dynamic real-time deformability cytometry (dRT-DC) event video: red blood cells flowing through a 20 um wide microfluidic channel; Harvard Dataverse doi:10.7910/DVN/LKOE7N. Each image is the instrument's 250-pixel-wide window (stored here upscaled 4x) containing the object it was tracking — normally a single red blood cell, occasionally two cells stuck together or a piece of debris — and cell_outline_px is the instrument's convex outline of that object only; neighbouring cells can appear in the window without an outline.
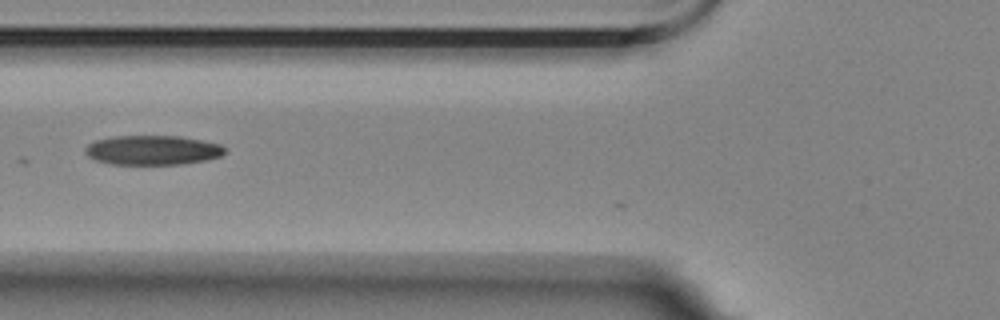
{"species": "Egyptian fruit bat (a non-hibernating species)", "species_latin": "Rousettus aegyptiacus", "temperature_condition": "room temperature", "stored_images_in_passage": 11, "camera_frame_rate_fps": 3000, "um_per_image_px": 0.085, "animal": {"sex": "female"}, "frame": {"image": 1, "passage_image": 2, "time_ms": 0.333, "image_size_px": [1000, 320], "cell_outline_px": [[224, 152], [220, 156], [204, 160], [180, 164], [112, 164], [96, 160], [88, 156], [84, 152], [84, 148], [88, 144], [96, 140], [116, 136], [180, 136], [220, 144], [224, 148]], "centroid_in_image_um": [12.93, 12.76], "position_along_channel_um": 112.9, "area_um2": 23.76}}
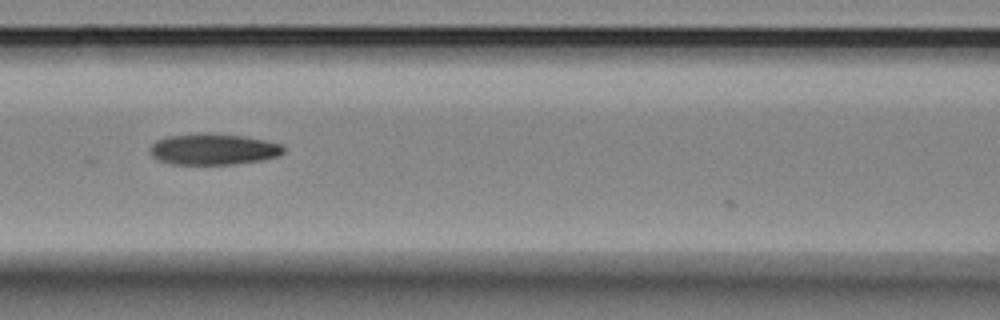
{"frame": {"image": 2, "passage_image": 5, "time_ms": 1.333, "image_size_px": [1000, 320], "cell_outline_px": [[284, 152], [276, 156], [260, 160], [232, 164], [172, 164], [160, 160], [152, 156], [148, 152], [148, 148], [156, 140], [168, 136], [200, 132], [204, 132], [244, 136], [284, 144]], "centroid_in_image_um": [18.1, 12.66], "position_along_channel_um": 148.5, "area_um2": 24.39}}
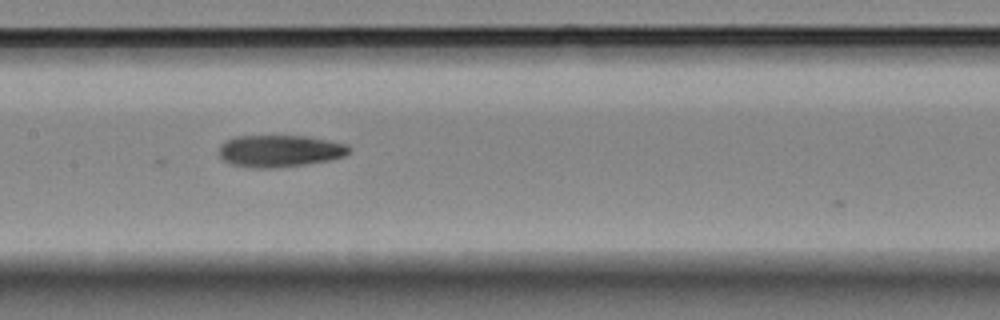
{"frame": {"image": 3, "passage_image": 8, "time_ms": 2.333, "image_size_px": [1000, 320], "cell_outline_px": [[352, 148], [344, 156], [332, 160], [304, 164], [272, 168], [256, 168], [232, 164], [224, 160], [220, 156], [220, 148], [228, 140], [236, 136], [304, 136], [328, 140], [348, 144]], "centroid_in_image_um": [23.84, 12.83], "position_along_channel_um": 183.6, "area_um2": 23.99}}